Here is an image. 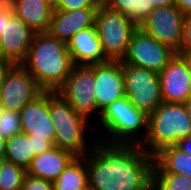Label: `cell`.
<instances>
[{"instance_id":"cell-1","label":"cell","mask_w":191,"mask_h":190,"mask_svg":"<svg viewBox=\"0 0 191 190\" xmlns=\"http://www.w3.org/2000/svg\"><path fill=\"white\" fill-rule=\"evenodd\" d=\"M86 167L92 190H146L153 183L154 156L139 145L97 141Z\"/></svg>"},{"instance_id":"cell-2","label":"cell","mask_w":191,"mask_h":190,"mask_svg":"<svg viewBox=\"0 0 191 190\" xmlns=\"http://www.w3.org/2000/svg\"><path fill=\"white\" fill-rule=\"evenodd\" d=\"M44 91H57L75 64L67 43L48 33H35L30 50L21 64Z\"/></svg>"},{"instance_id":"cell-3","label":"cell","mask_w":191,"mask_h":190,"mask_svg":"<svg viewBox=\"0 0 191 190\" xmlns=\"http://www.w3.org/2000/svg\"><path fill=\"white\" fill-rule=\"evenodd\" d=\"M98 120L105 131H96L94 139L102 143L140 145L147 134L148 116L126 97L106 107Z\"/></svg>"},{"instance_id":"cell-4","label":"cell","mask_w":191,"mask_h":190,"mask_svg":"<svg viewBox=\"0 0 191 190\" xmlns=\"http://www.w3.org/2000/svg\"><path fill=\"white\" fill-rule=\"evenodd\" d=\"M191 136V119L184 103L162 102L148 115L147 134L139 145L154 156L161 149L176 145L180 139Z\"/></svg>"},{"instance_id":"cell-5","label":"cell","mask_w":191,"mask_h":190,"mask_svg":"<svg viewBox=\"0 0 191 190\" xmlns=\"http://www.w3.org/2000/svg\"><path fill=\"white\" fill-rule=\"evenodd\" d=\"M50 115L54 125L55 146L76 157L86 156L98 140H87L89 119L77 113L59 93L50 91Z\"/></svg>"},{"instance_id":"cell-6","label":"cell","mask_w":191,"mask_h":190,"mask_svg":"<svg viewBox=\"0 0 191 190\" xmlns=\"http://www.w3.org/2000/svg\"><path fill=\"white\" fill-rule=\"evenodd\" d=\"M94 25L105 58L108 61H122L132 34L138 27L129 17L110 8L104 2L96 11Z\"/></svg>"},{"instance_id":"cell-7","label":"cell","mask_w":191,"mask_h":190,"mask_svg":"<svg viewBox=\"0 0 191 190\" xmlns=\"http://www.w3.org/2000/svg\"><path fill=\"white\" fill-rule=\"evenodd\" d=\"M95 64L75 65L65 83L56 91L79 114L90 120L96 112Z\"/></svg>"},{"instance_id":"cell-8","label":"cell","mask_w":191,"mask_h":190,"mask_svg":"<svg viewBox=\"0 0 191 190\" xmlns=\"http://www.w3.org/2000/svg\"><path fill=\"white\" fill-rule=\"evenodd\" d=\"M126 98L147 116L163 102L159 74L122 63Z\"/></svg>"},{"instance_id":"cell-9","label":"cell","mask_w":191,"mask_h":190,"mask_svg":"<svg viewBox=\"0 0 191 190\" xmlns=\"http://www.w3.org/2000/svg\"><path fill=\"white\" fill-rule=\"evenodd\" d=\"M175 55L169 47L138 27L132 34L127 53L121 62L159 74Z\"/></svg>"},{"instance_id":"cell-10","label":"cell","mask_w":191,"mask_h":190,"mask_svg":"<svg viewBox=\"0 0 191 190\" xmlns=\"http://www.w3.org/2000/svg\"><path fill=\"white\" fill-rule=\"evenodd\" d=\"M185 15L175 6L154 8L149 17L139 26L148 35L181 53Z\"/></svg>"},{"instance_id":"cell-11","label":"cell","mask_w":191,"mask_h":190,"mask_svg":"<svg viewBox=\"0 0 191 190\" xmlns=\"http://www.w3.org/2000/svg\"><path fill=\"white\" fill-rule=\"evenodd\" d=\"M43 91L22 65H13L0 87V108L20 112Z\"/></svg>"},{"instance_id":"cell-12","label":"cell","mask_w":191,"mask_h":190,"mask_svg":"<svg viewBox=\"0 0 191 190\" xmlns=\"http://www.w3.org/2000/svg\"><path fill=\"white\" fill-rule=\"evenodd\" d=\"M35 32L14 12L5 20L0 36V55L13 65H21L30 50Z\"/></svg>"},{"instance_id":"cell-13","label":"cell","mask_w":191,"mask_h":190,"mask_svg":"<svg viewBox=\"0 0 191 190\" xmlns=\"http://www.w3.org/2000/svg\"><path fill=\"white\" fill-rule=\"evenodd\" d=\"M161 97L166 103H185L191 98V73L180 54H176L159 73Z\"/></svg>"},{"instance_id":"cell-14","label":"cell","mask_w":191,"mask_h":190,"mask_svg":"<svg viewBox=\"0 0 191 190\" xmlns=\"http://www.w3.org/2000/svg\"><path fill=\"white\" fill-rule=\"evenodd\" d=\"M94 92L100 112L114 101L126 97L121 61H108L95 64Z\"/></svg>"},{"instance_id":"cell-15","label":"cell","mask_w":191,"mask_h":190,"mask_svg":"<svg viewBox=\"0 0 191 190\" xmlns=\"http://www.w3.org/2000/svg\"><path fill=\"white\" fill-rule=\"evenodd\" d=\"M22 133L49 139L55 146V133L50 115V91H43L20 112Z\"/></svg>"},{"instance_id":"cell-16","label":"cell","mask_w":191,"mask_h":190,"mask_svg":"<svg viewBox=\"0 0 191 190\" xmlns=\"http://www.w3.org/2000/svg\"><path fill=\"white\" fill-rule=\"evenodd\" d=\"M98 8H81L72 11L54 9L48 34L68 44L80 30L94 26Z\"/></svg>"},{"instance_id":"cell-17","label":"cell","mask_w":191,"mask_h":190,"mask_svg":"<svg viewBox=\"0 0 191 190\" xmlns=\"http://www.w3.org/2000/svg\"><path fill=\"white\" fill-rule=\"evenodd\" d=\"M75 65H92L108 62L105 58L95 25L80 30L67 44Z\"/></svg>"},{"instance_id":"cell-18","label":"cell","mask_w":191,"mask_h":190,"mask_svg":"<svg viewBox=\"0 0 191 190\" xmlns=\"http://www.w3.org/2000/svg\"><path fill=\"white\" fill-rule=\"evenodd\" d=\"M75 158L76 156L70 151L54 146L36 155L26 172L30 176L54 182Z\"/></svg>"},{"instance_id":"cell-19","label":"cell","mask_w":191,"mask_h":190,"mask_svg":"<svg viewBox=\"0 0 191 190\" xmlns=\"http://www.w3.org/2000/svg\"><path fill=\"white\" fill-rule=\"evenodd\" d=\"M13 12L35 33H47L54 9L46 0H8Z\"/></svg>"},{"instance_id":"cell-20","label":"cell","mask_w":191,"mask_h":190,"mask_svg":"<svg viewBox=\"0 0 191 190\" xmlns=\"http://www.w3.org/2000/svg\"><path fill=\"white\" fill-rule=\"evenodd\" d=\"M153 173H174L191 178V154L176 145L164 147L154 155Z\"/></svg>"},{"instance_id":"cell-21","label":"cell","mask_w":191,"mask_h":190,"mask_svg":"<svg viewBox=\"0 0 191 190\" xmlns=\"http://www.w3.org/2000/svg\"><path fill=\"white\" fill-rule=\"evenodd\" d=\"M53 184L54 190H84L88 187L86 156L76 157Z\"/></svg>"},{"instance_id":"cell-22","label":"cell","mask_w":191,"mask_h":190,"mask_svg":"<svg viewBox=\"0 0 191 190\" xmlns=\"http://www.w3.org/2000/svg\"><path fill=\"white\" fill-rule=\"evenodd\" d=\"M35 157L32 140L25 133H18L6 140L4 160L27 170Z\"/></svg>"},{"instance_id":"cell-23","label":"cell","mask_w":191,"mask_h":190,"mask_svg":"<svg viewBox=\"0 0 191 190\" xmlns=\"http://www.w3.org/2000/svg\"><path fill=\"white\" fill-rule=\"evenodd\" d=\"M103 2L129 17L137 27L149 17L154 9L153 4L148 3V0H103Z\"/></svg>"},{"instance_id":"cell-24","label":"cell","mask_w":191,"mask_h":190,"mask_svg":"<svg viewBox=\"0 0 191 190\" xmlns=\"http://www.w3.org/2000/svg\"><path fill=\"white\" fill-rule=\"evenodd\" d=\"M26 174V169L19 165L0 161V190H21Z\"/></svg>"},{"instance_id":"cell-25","label":"cell","mask_w":191,"mask_h":190,"mask_svg":"<svg viewBox=\"0 0 191 190\" xmlns=\"http://www.w3.org/2000/svg\"><path fill=\"white\" fill-rule=\"evenodd\" d=\"M153 184L159 190H191V178L174 173H153Z\"/></svg>"},{"instance_id":"cell-26","label":"cell","mask_w":191,"mask_h":190,"mask_svg":"<svg viewBox=\"0 0 191 190\" xmlns=\"http://www.w3.org/2000/svg\"><path fill=\"white\" fill-rule=\"evenodd\" d=\"M22 132L19 112L0 108V137L8 139Z\"/></svg>"},{"instance_id":"cell-27","label":"cell","mask_w":191,"mask_h":190,"mask_svg":"<svg viewBox=\"0 0 191 190\" xmlns=\"http://www.w3.org/2000/svg\"><path fill=\"white\" fill-rule=\"evenodd\" d=\"M103 0H61L57 10H76L81 8H98Z\"/></svg>"},{"instance_id":"cell-28","label":"cell","mask_w":191,"mask_h":190,"mask_svg":"<svg viewBox=\"0 0 191 190\" xmlns=\"http://www.w3.org/2000/svg\"><path fill=\"white\" fill-rule=\"evenodd\" d=\"M21 190H54V184L52 181L26 174Z\"/></svg>"},{"instance_id":"cell-29","label":"cell","mask_w":191,"mask_h":190,"mask_svg":"<svg viewBox=\"0 0 191 190\" xmlns=\"http://www.w3.org/2000/svg\"><path fill=\"white\" fill-rule=\"evenodd\" d=\"M29 138L32 140L33 151L35 156L45 151H48L54 147V144L49 139L34 137L33 135H29Z\"/></svg>"},{"instance_id":"cell-30","label":"cell","mask_w":191,"mask_h":190,"mask_svg":"<svg viewBox=\"0 0 191 190\" xmlns=\"http://www.w3.org/2000/svg\"><path fill=\"white\" fill-rule=\"evenodd\" d=\"M191 51V16H186L184 18L183 27V41L181 44V52Z\"/></svg>"},{"instance_id":"cell-31","label":"cell","mask_w":191,"mask_h":190,"mask_svg":"<svg viewBox=\"0 0 191 190\" xmlns=\"http://www.w3.org/2000/svg\"><path fill=\"white\" fill-rule=\"evenodd\" d=\"M13 13L8 0H0V36L5 27V20Z\"/></svg>"},{"instance_id":"cell-32","label":"cell","mask_w":191,"mask_h":190,"mask_svg":"<svg viewBox=\"0 0 191 190\" xmlns=\"http://www.w3.org/2000/svg\"><path fill=\"white\" fill-rule=\"evenodd\" d=\"M174 5L186 16H191V0H174Z\"/></svg>"},{"instance_id":"cell-33","label":"cell","mask_w":191,"mask_h":190,"mask_svg":"<svg viewBox=\"0 0 191 190\" xmlns=\"http://www.w3.org/2000/svg\"><path fill=\"white\" fill-rule=\"evenodd\" d=\"M12 66L13 64L9 60L0 55V87L4 81L6 73L11 69Z\"/></svg>"},{"instance_id":"cell-34","label":"cell","mask_w":191,"mask_h":190,"mask_svg":"<svg viewBox=\"0 0 191 190\" xmlns=\"http://www.w3.org/2000/svg\"><path fill=\"white\" fill-rule=\"evenodd\" d=\"M176 146L180 148L183 152L191 154V136L180 139Z\"/></svg>"},{"instance_id":"cell-35","label":"cell","mask_w":191,"mask_h":190,"mask_svg":"<svg viewBox=\"0 0 191 190\" xmlns=\"http://www.w3.org/2000/svg\"><path fill=\"white\" fill-rule=\"evenodd\" d=\"M148 3L153 4L154 8L166 7L174 5V0H148Z\"/></svg>"},{"instance_id":"cell-36","label":"cell","mask_w":191,"mask_h":190,"mask_svg":"<svg viewBox=\"0 0 191 190\" xmlns=\"http://www.w3.org/2000/svg\"><path fill=\"white\" fill-rule=\"evenodd\" d=\"M6 139L0 137V161L4 160Z\"/></svg>"},{"instance_id":"cell-37","label":"cell","mask_w":191,"mask_h":190,"mask_svg":"<svg viewBox=\"0 0 191 190\" xmlns=\"http://www.w3.org/2000/svg\"><path fill=\"white\" fill-rule=\"evenodd\" d=\"M180 55L184 58V60L186 61L190 73H191V51L190 52H181Z\"/></svg>"},{"instance_id":"cell-38","label":"cell","mask_w":191,"mask_h":190,"mask_svg":"<svg viewBox=\"0 0 191 190\" xmlns=\"http://www.w3.org/2000/svg\"><path fill=\"white\" fill-rule=\"evenodd\" d=\"M184 106L186 108L187 114L191 119V98L184 103Z\"/></svg>"},{"instance_id":"cell-39","label":"cell","mask_w":191,"mask_h":190,"mask_svg":"<svg viewBox=\"0 0 191 190\" xmlns=\"http://www.w3.org/2000/svg\"><path fill=\"white\" fill-rule=\"evenodd\" d=\"M61 0H46V2L55 9L59 4Z\"/></svg>"},{"instance_id":"cell-40","label":"cell","mask_w":191,"mask_h":190,"mask_svg":"<svg viewBox=\"0 0 191 190\" xmlns=\"http://www.w3.org/2000/svg\"><path fill=\"white\" fill-rule=\"evenodd\" d=\"M146 190H159L153 183Z\"/></svg>"},{"instance_id":"cell-41","label":"cell","mask_w":191,"mask_h":190,"mask_svg":"<svg viewBox=\"0 0 191 190\" xmlns=\"http://www.w3.org/2000/svg\"><path fill=\"white\" fill-rule=\"evenodd\" d=\"M84 190H92L90 187H86Z\"/></svg>"}]
</instances>
